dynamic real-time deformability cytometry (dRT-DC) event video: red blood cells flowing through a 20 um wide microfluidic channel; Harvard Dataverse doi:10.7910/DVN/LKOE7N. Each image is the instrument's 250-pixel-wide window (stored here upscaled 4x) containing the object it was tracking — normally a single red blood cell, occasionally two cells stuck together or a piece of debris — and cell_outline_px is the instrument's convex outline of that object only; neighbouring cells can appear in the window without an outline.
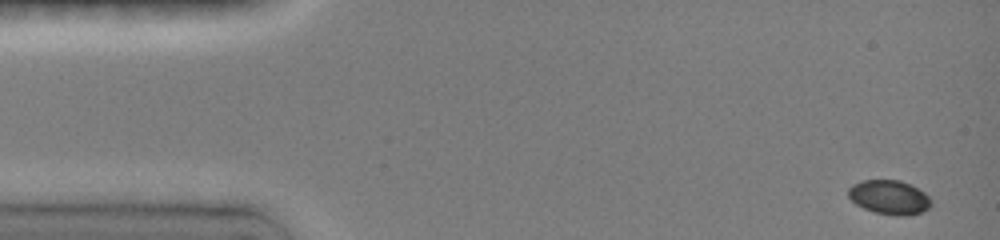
{"species": "common noctule bat (a hibernating species)", "species_latin": "Nyctalus noctula", "temperature_condition": "room temperature", "stored_images_in_passage": 11, "camera_frame_rate_fps": 3000, "um_per_image_px": 0.085, "animal": {"sex": "female", "body_mass_g": 19.0, "forearm_length_mm": 51.5}, "frame": {"image": 1, "passage_image": 1, "time_ms": 0.0, "image_size_px": [1000, 240], "cell_outline_px": [[932, 204], [928, 208], [920, 212], [908, 216], [896, 216], [876, 212], [864, 208], [856, 204], [848, 196], [848, 188], [852, 184], [864, 180], [900, 180], [924, 192], [932, 200]], "centroid_in_image_um": [75.59, 16.77], "position_along_channel_um": 9.4, "area_um2": 16.42}}
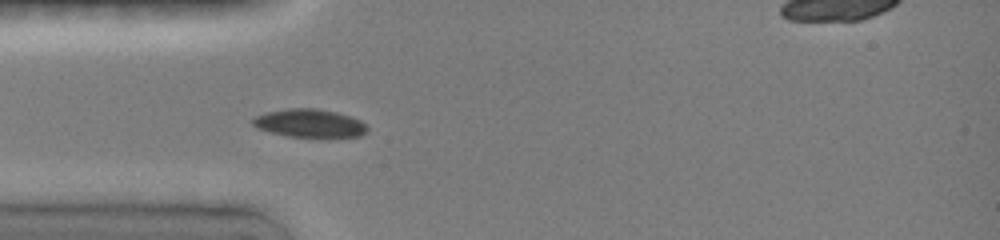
{"frame": {"image": 2, "passage_image": 9, "time_ms": 4.0, "image_size_px": [1000, 240], "cell_outline_px": [[368, 132], [360, 136], [288, 136], [256, 128], [252, 124], [252, 120], [256, 116], [264, 112], [288, 108], [316, 108], [336, 112], [352, 116], [360, 120], [368, 128]], "centroid_in_image_um": [26.3, 10.45], "position_along_channel_um": 58.7, "area_um2": 18.67}}